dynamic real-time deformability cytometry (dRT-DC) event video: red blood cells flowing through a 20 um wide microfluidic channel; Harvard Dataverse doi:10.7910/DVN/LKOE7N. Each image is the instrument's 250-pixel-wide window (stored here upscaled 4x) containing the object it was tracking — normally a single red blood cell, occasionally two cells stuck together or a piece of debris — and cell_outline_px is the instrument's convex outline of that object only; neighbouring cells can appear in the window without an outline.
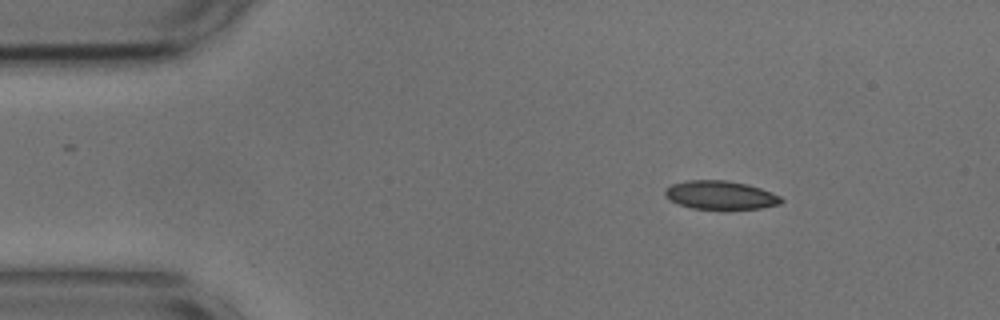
{"species": "common noctule bat (a hibernating species)", "species_latin": "Nyctalus noctula", "temperature_condition": "cold", "stored_images_in_passage": 49, "segment_of_instrument_passage": [1, 2], "camera_frame_rate_fps": 3000, "um_per_image_px": 0.085, "animal": {"sex": "male", "body_mass_g": 17.9, "forearm_length_mm": 54.2}, "frame": {"image": 1, "passage_image": 1, "time_ms": 0.0, "image_size_px": [1000, 320], "cell_outline_px": [[784, 200], [780, 204], [760, 208], [724, 212], [692, 208], [680, 204], [664, 196], [664, 188], [672, 184], [688, 180], [728, 180], [748, 184], [772, 192], [780, 196]], "centroid_in_image_um": [61.26, 16.62], "position_along_channel_um": 23.7, "area_um2": 20.11}}
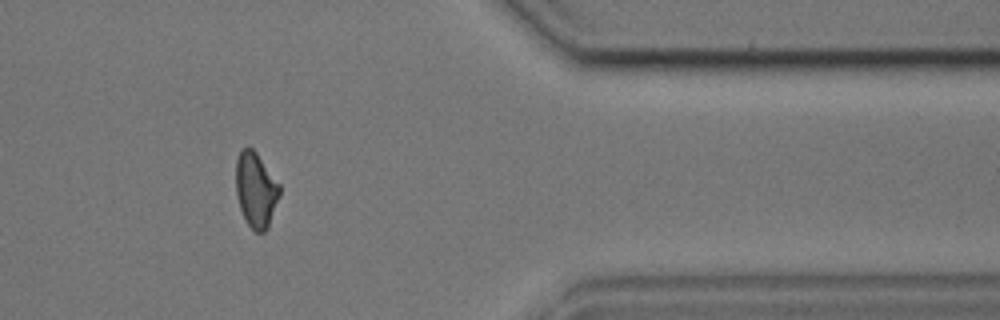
{"frame": {"image": 2, "passage_image": 38, "time_ms": 12.333, "image_size_px": [1000, 320], "cell_outline_px": [[280, 196], [268, 228], [264, 232], [256, 232], [248, 224], [240, 208], [236, 196], [236, 160], [240, 148], [248, 144], [256, 152], [280, 184]], "centroid_in_image_um": [21.74, 16.1], "position_along_channel_um": 389.7, "area_um2": 19.36}}
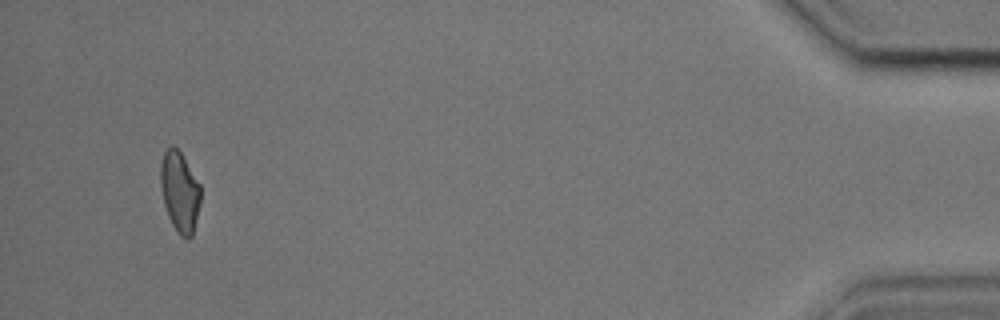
{"frame": {"image": 3, "passage_image": 45, "time_ms": 14.667, "image_size_px": [1000, 320], "cell_outline_px": [[200, 204], [192, 236], [188, 240], [180, 236], [172, 224], [168, 216], [164, 204], [160, 184], [160, 164], [164, 152], [172, 144], [180, 152], [200, 184]], "centroid_in_image_um": [15.27, 16.32], "position_along_channel_um": 419.9, "area_um2": 18.73}}